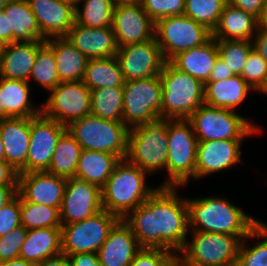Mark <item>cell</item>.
Returning a JSON list of instances; mask_svg holds the SVG:
<instances>
[{
	"label": "cell",
	"instance_id": "cell-1",
	"mask_svg": "<svg viewBox=\"0 0 267 266\" xmlns=\"http://www.w3.org/2000/svg\"><path fill=\"white\" fill-rule=\"evenodd\" d=\"M176 190V187L158 186L123 218L141 248L163 249L176 256L184 248L189 232L188 205Z\"/></svg>",
	"mask_w": 267,
	"mask_h": 266
},
{
	"label": "cell",
	"instance_id": "cell-2",
	"mask_svg": "<svg viewBox=\"0 0 267 266\" xmlns=\"http://www.w3.org/2000/svg\"><path fill=\"white\" fill-rule=\"evenodd\" d=\"M186 201L191 231L231 234L243 240L261 222L224 197L189 198Z\"/></svg>",
	"mask_w": 267,
	"mask_h": 266
},
{
	"label": "cell",
	"instance_id": "cell-3",
	"mask_svg": "<svg viewBox=\"0 0 267 266\" xmlns=\"http://www.w3.org/2000/svg\"><path fill=\"white\" fill-rule=\"evenodd\" d=\"M147 173L122 159L101 188L103 210L123 219L148 199L157 188L146 184Z\"/></svg>",
	"mask_w": 267,
	"mask_h": 266
},
{
	"label": "cell",
	"instance_id": "cell-4",
	"mask_svg": "<svg viewBox=\"0 0 267 266\" xmlns=\"http://www.w3.org/2000/svg\"><path fill=\"white\" fill-rule=\"evenodd\" d=\"M162 81L161 119H188L204 104V84L166 61Z\"/></svg>",
	"mask_w": 267,
	"mask_h": 266
},
{
	"label": "cell",
	"instance_id": "cell-5",
	"mask_svg": "<svg viewBox=\"0 0 267 266\" xmlns=\"http://www.w3.org/2000/svg\"><path fill=\"white\" fill-rule=\"evenodd\" d=\"M168 179L160 187H184L196 180V156L198 140L188 119H168Z\"/></svg>",
	"mask_w": 267,
	"mask_h": 266
},
{
	"label": "cell",
	"instance_id": "cell-6",
	"mask_svg": "<svg viewBox=\"0 0 267 266\" xmlns=\"http://www.w3.org/2000/svg\"><path fill=\"white\" fill-rule=\"evenodd\" d=\"M168 119L132 127L128 131L126 160L148 175L165 169L168 157Z\"/></svg>",
	"mask_w": 267,
	"mask_h": 266
},
{
	"label": "cell",
	"instance_id": "cell-7",
	"mask_svg": "<svg viewBox=\"0 0 267 266\" xmlns=\"http://www.w3.org/2000/svg\"><path fill=\"white\" fill-rule=\"evenodd\" d=\"M191 241L177 255V266H236L242 240L235 235L191 232Z\"/></svg>",
	"mask_w": 267,
	"mask_h": 266
},
{
	"label": "cell",
	"instance_id": "cell-8",
	"mask_svg": "<svg viewBox=\"0 0 267 266\" xmlns=\"http://www.w3.org/2000/svg\"><path fill=\"white\" fill-rule=\"evenodd\" d=\"M198 142L244 140L260 131V126L228 108L202 104L188 118Z\"/></svg>",
	"mask_w": 267,
	"mask_h": 266
},
{
	"label": "cell",
	"instance_id": "cell-9",
	"mask_svg": "<svg viewBox=\"0 0 267 266\" xmlns=\"http://www.w3.org/2000/svg\"><path fill=\"white\" fill-rule=\"evenodd\" d=\"M66 127L83 150L112 153L121 160L126 158L129 128L123 121L105 120L88 114Z\"/></svg>",
	"mask_w": 267,
	"mask_h": 266
},
{
	"label": "cell",
	"instance_id": "cell-10",
	"mask_svg": "<svg viewBox=\"0 0 267 266\" xmlns=\"http://www.w3.org/2000/svg\"><path fill=\"white\" fill-rule=\"evenodd\" d=\"M162 81L159 75L128 80L123 86V123L131 129L161 119Z\"/></svg>",
	"mask_w": 267,
	"mask_h": 266
},
{
	"label": "cell",
	"instance_id": "cell-11",
	"mask_svg": "<svg viewBox=\"0 0 267 266\" xmlns=\"http://www.w3.org/2000/svg\"><path fill=\"white\" fill-rule=\"evenodd\" d=\"M154 37L163 58L170 61L179 52L204 44L212 32L188 16H168L155 22Z\"/></svg>",
	"mask_w": 267,
	"mask_h": 266
},
{
	"label": "cell",
	"instance_id": "cell-12",
	"mask_svg": "<svg viewBox=\"0 0 267 266\" xmlns=\"http://www.w3.org/2000/svg\"><path fill=\"white\" fill-rule=\"evenodd\" d=\"M120 218L106 210L81 222L61 226V249L65 255L97 253Z\"/></svg>",
	"mask_w": 267,
	"mask_h": 266
},
{
	"label": "cell",
	"instance_id": "cell-13",
	"mask_svg": "<svg viewBox=\"0 0 267 266\" xmlns=\"http://www.w3.org/2000/svg\"><path fill=\"white\" fill-rule=\"evenodd\" d=\"M42 113L67 126L72 121L91 114V90L83 81L60 82L51 89Z\"/></svg>",
	"mask_w": 267,
	"mask_h": 266
},
{
	"label": "cell",
	"instance_id": "cell-14",
	"mask_svg": "<svg viewBox=\"0 0 267 266\" xmlns=\"http://www.w3.org/2000/svg\"><path fill=\"white\" fill-rule=\"evenodd\" d=\"M67 127L43 113L30 117V145L26 173L47 171L57 142Z\"/></svg>",
	"mask_w": 267,
	"mask_h": 266
},
{
	"label": "cell",
	"instance_id": "cell-15",
	"mask_svg": "<svg viewBox=\"0 0 267 266\" xmlns=\"http://www.w3.org/2000/svg\"><path fill=\"white\" fill-rule=\"evenodd\" d=\"M62 225L81 222L103 210L101 188L78 178H68L60 206Z\"/></svg>",
	"mask_w": 267,
	"mask_h": 266
},
{
	"label": "cell",
	"instance_id": "cell-16",
	"mask_svg": "<svg viewBox=\"0 0 267 266\" xmlns=\"http://www.w3.org/2000/svg\"><path fill=\"white\" fill-rule=\"evenodd\" d=\"M116 58L125 81L160 75L166 62L155 37L144 43L118 47Z\"/></svg>",
	"mask_w": 267,
	"mask_h": 266
},
{
	"label": "cell",
	"instance_id": "cell-17",
	"mask_svg": "<svg viewBox=\"0 0 267 266\" xmlns=\"http://www.w3.org/2000/svg\"><path fill=\"white\" fill-rule=\"evenodd\" d=\"M112 29L118 47L144 43L154 38L155 22L141 3L113 9Z\"/></svg>",
	"mask_w": 267,
	"mask_h": 266
},
{
	"label": "cell",
	"instance_id": "cell-18",
	"mask_svg": "<svg viewBox=\"0 0 267 266\" xmlns=\"http://www.w3.org/2000/svg\"><path fill=\"white\" fill-rule=\"evenodd\" d=\"M67 178L47 171L18 174V194L22 202L60 208Z\"/></svg>",
	"mask_w": 267,
	"mask_h": 266
},
{
	"label": "cell",
	"instance_id": "cell-19",
	"mask_svg": "<svg viewBox=\"0 0 267 266\" xmlns=\"http://www.w3.org/2000/svg\"><path fill=\"white\" fill-rule=\"evenodd\" d=\"M244 140H212L198 142L196 180L243 163L240 151Z\"/></svg>",
	"mask_w": 267,
	"mask_h": 266
},
{
	"label": "cell",
	"instance_id": "cell-20",
	"mask_svg": "<svg viewBox=\"0 0 267 266\" xmlns=\"http://www.w3.org/2000/svg\"><path fill=\"white\" fill-rule=\"evenodd\" d=\"M45 38L65 37L75 22V7L62 0H27Z\"/></svg>",
	"mask_w": 267,
	"mask_h": 266
},
{
	"label": "cell",
	"instance_id": "cell-21",
	"mask_svg": "<svg viewBox=\"0 0 267 266\" xmlns=\"http://www.w3.org/2000/svg\"><path fill=\"white\" fill-rule=\"evenodd\" d=\"M0 134L5 161L18 173H26V158L30 145V117L0 119Z\"/></svg>",
	"mask_w": 267,
	"mask_h": 266
},
{
	"label": "cell",
	"instance_id": "cell-22",
	"mask_svg": "<svg viewBox=\"0 0 267 266\" xmlns=\"http://www.w3.org/2000/svg\"><path fill=\"white\" fill-rule=\"evenodd\" d=\"M65 37L88 59L113 57L118 51L112 27L91 28L74 22Z\"/></svg>",
	"mask_w": 267,
	"mask_h": 266
},
{
	"label": "cell",
	"instance_id": "cell-23",
	"mask_svg": "<svg viewBox=\"0 0 267 266\" xmlns=\"http://www.w3.org/2000/svg\"><path fill=\"white\" fill-rule=\"evenodd\" d=\"M141 249L133 231L120 219L97 254L101 266H129Z\"/></svg>",
	"mask_w": 267,
	"mask_h": 266
},
{
	"label": "cell",
	"instance_id": "cell-24",
	"mask_svg": "<svg viewBox=\"0 0 267 266\" xmlns=\"http://www.w3.org/2000/svg\"><path fill=\"white\" fill-rule=\"evenodd\" d=\"M45 41H21L4 44L0 50V77L29 82L38 48Z\"/></svg>",
	"mask_w": 267,
	"mask_h": 266
},
{
	"label": "cell",
	"instance_id": "cell-25",
	"mask_svg": "<svg viewBox=\"0 0 267 266\" xmlns=\"http://www.w3.org/2000/svg\"><path fill=\"white\" fill-rule=\"evenodd\" d=\"M218 57L216 39L211 37L200 46L179 52L170 62L180 71L205 84Z\"/></svg>",
	"mask_w": 267,
	"mask_h": 266
},
{
	"label": "cell",
	"instance_id": "cell-26",
	"mask_svg": "<svg viewBox=\"0 0 267 266\" xmlns=\"http://www.w3.org/2000/svg\"><path fill=\"white\" fill-rule=\"evenodd\" d=\"M8 16V44L21 41H45L27 0H9L3 7Z\"/></svg>",
	"mask_w": 267,
	"mask_h": 266
},
{
	"label": "cell",
	"instance_id": "cell-27",
	"mask_svg": "<svg viewBox=\"0 0 267 266\" xmlns=\"http://www.w3.org/2000/svg\"><path fill=\"white\" fill-rule=\"evenodd\" d=\"M259 20L252 14L226 4L212 32L216 40H249L255 36Z\"/></svg>",
	"mask_w": 267,
	"mask_h": 266
},
{
	"label": "cell",
	"instance_id": "cell-28",
	"mask_svg": "<svg viewBox=\"0 0 267 266\" xmlns=\"http://www.w3.org/2000/svg\"><path fill=\"white\" fill-rule=\"evenodd\" d=\"M254 91L240 75L204 84V104L235 111L248 93Z\"/></svg>",
	"mask_w": 267,
	"mask_h": 266
},
{
	"label": "cell",
	"instance_id": "cell-29",
	"mask_svg": "<svg viewBox=\"0 0 267 266\" xmlns=\"http://www.w3.org/2000/svg\"><path fill=\"white\" fill-rule=\"evenodd\" d=\"M30 89L28 81L0 77L1 108L5 118L34 117L42 113V108L29 99Z\"/></svg>",
	"mask_w": 267,
	"mask_h": 266
},
{
	"label": "cell",
	"instance_id": "cell-30",
	"mask_svg": "<svg viewBox=\"0 0 267 266\" xmlns=\"http://www.w3.org/2000/svg\"><path fill=\"white\" fill-rule=\"evenodd\" d=\"M45 42L54 51L60 82L82 81L88 58L66 37H51Z\"/></svg>",
	"mask_w": 267,
	"mask_h": 266
},
{
	"label": "cell",
	"instance_id": "cell-31",
	"mask_svg": "<svg viewBox=\"0 0 267 266\" xmlns=\"http://www.w3.org/2000/svg\"><path fill=\"white\" fill-rule=\"evenodd\" d=\"M61 253V228L29 229L19 258L38 265L45 259Z\"/></svg>",
	"mask_w": 267,
	"mask_h": 266
},
{
	"label": "cell",
	"instance_id": "cell-32",
	"mask_svg": "<svg viewBox=\"0 0 267 266\" xmlns=\"http://www.w3.org/2000/svg\"><path fill=\"white\" fill-rule=\"evenodd\" d=\"M120 161L121 159L112 153L82 149L75 178L102 188Z\"/></svg>",
	"mask_w": 267,
	"mask_h": 266
},
{
	"label": "cell",
	"instance_id": "cell-33",
	"mask_svg": "<svg viewBox=\"0 0 267 266\" xmlns=\"http://www.w3.org/2000/svg\"><path fill=\"white\" fill-rule=\"evenodd\" d=\"M82 81L90 89L123 87L125 78L116 56L88 59Z\"/></svg>",
	"mask_w": 267,
	"mask_h": 266
},
{
	"label": "cell",
	"instance_id": "cell-34",
	"mask_svg": "<svg viewBox=\"0 0 267 266\" xmlns=\"http://www.w3.org/2000/svg\"><path fill=\"white\" fill-rule=\"evenodd\" d=\"M81 145L66 130L59 138L47 172L64 178L75 177Z\"/></svg>",
	"mask_w": 267,
	"mask_h": 266
},
{
	"label": "cell",
	"instance_id": "cell-35",
	"mask_svg": "<svg viewBox=\"0 0 267 266\" xmlns=\"http://www.w3.org/2000/svg\"><path fill=\"white\" fill-rule=\"evenodd\" d=\"M91 114L105 120L123 121V87L91 90Z\"/></svg>",
	"mask_w": 267,
	"mask_h": 266
},
{
	"label": "cell",
	"instance_id": "cell-36",
	"mask_svg": "<svg viewBox=\"0 0 267 266\" xmlns=\"http://www.w3.org/2000/svg\"><path fill=\"white\" fill-rule=\"evenodd\" d=\"M113 9L110 0H81L75 7V22L91 28L112 27Z\"/></svg>",
	"mask_w": 267,
	"mask_h": 266
},
{
	"label": "cell",
	"instance_id": "cell-37",
	"mask_svg": "<svg viewBox=\"0 0 267 266\" xmlns=\"http://www.w3.org/2000/svg\"><path fill=\"white\" fill-rule=\"evenodd\" d=\"M60 208L22 202L20 222L27 230L38 228H61Z\"/></svg>",
	"mask_w": 267,
	"mask_h": 266
},
{
	"label": "cell",
	"instance_id": "cell-38",
	"mask_svg": "<svg viewBox=\"0 0 267 266\" xmlns=\"http://www.w3.org/2000/svg\"><path fill=\"white\" fill-rule=\"evenodd\" d=\"M30 79L44 87L48 92L60 83L54 51L46 42L38 48L29 82Z\"/></svg>",
	"mask_w": 267,
	"mask_h": 266
},
{
	"label": "cell",
	"instance_id": "cell-39",
	"mask_svg": "<svg viewBox=\"0 0 267 266\" xmlns=\"http://www.w3.org/2000/svg\"><path fill=\"white\" fill-rule=\"evenodd\" d=\"M257 238L254 246L245 245V240ZM236 266H267V222H260L241 242Z\"/></svg>",
	"mask_w": 267,
	"mask_h": 266
},
{
	"label": "cell",
	"instance_id": "cell-40",
	"mask_svg": "<svg viewBox=\"0 0 267 266\" xmlns=\"http://www.w3.org/2000/svg\"><path fill=\"white\" fill-rule=\"evenodd\" d=\"M226 4L227 0H185L183 15L213 32Z\"/></svg>",
	"mask_w": 267,
	"mask_h": 266
},
{
	"label": "cell",
	"instance_id": "cell-41",
	"mask_svg": "<svg viewBox=\"0 0 267 266\" xmlns=\"http://www.w3.org/2000/svg\"><path fill=\"white\" fill-rule=\"evenodd\" d=\"M219 57L234 75L242 74L248 55L253 49L249 40H216Z\"/></svg>",
	"mask_w": 267,
	"mask_h": 266
},
{
	"label": "cell",
	"instance_id": "cell-42",
	"mask_svg": "<svg viewBox=\"0 0 267 266\" xmlns=\"http://www.w3.org/2000/svg\"><path fill=\"white\" fill-rule=\"evenodd\" d=\"M241 77L254 92H259L267 81V61L254 49L248 55Z\"/></svg>",
	"mask_w": 267,
	"mask_h": 266
},
{
	"label": "cell",
	"instance_id": "cell-43",
	"mask_svg": "<svg viewBox=\"0 0 267 266\" xmlns=\"http://www.w3.org/2000/svg\"><path fill=\"white\" fill-rule=\"evenodd\" d=\"M143 9L156 22L168 16L183 15L185 0H140Z\"/></svg>",
	"mask_w": 267,
	"mask_h": 266
},
{
	"label": "cell",
	"instance_id": "cell-44",
	"mask_svg": "<svg viewBox=\"0 0 267 266\" xmlns=\"http://www.w3.org/2000/svg\"><path fill=\"white\" fill-rule=\"evenodd\" d=\"M129 266H177V256L163 249L142 248Z\"/></svg>",
	"mask_w": 267,
	"mask_h": 266
},
{
	"label": "cell",
	"instance_id": "cell-45",
	"mask_svg": "<svg viewBox=\"0 0 267 266\" xmlns=\"http://www.w3.org/2000/svg\"><path fill=\"white\" fill-rule=\"evenodd\" d=\"M27 236V229L20 225L0 237V262L19 258V253Z\"/></svg>",
	"mask_w": 267,
	"mask_h": 266
},
{
	"label": "cell",
	"instance_id": "cell-46",
	"mask_svg": "<svg viewBox=\"0 0 267 266\" xmlns=\"http://www.w3.org/2000/svg\"><path fill=\"white\" fill-rule=\"evenodd\" d=\"M21 198L17 194L9 203L0 209V237L8 234L12 229L21 225Z\"/></svg>",
	"mask_w": 267,
	"mask_h": 266
},
{
	"label": "cell",
	"instance_id": "cell-47",
	"mask_svg": "<svg viewBox=\"0 0 267 266\" xmlns=\"http://www.w3.org/2000/svg\"><path fill=\"white\" fill-rule=\"evenodd\" d=\"M227 3L252 14L258 20L261 19L267 4L265 0H227Z\"/></svg>",
	"mask_w": 267,
	"mask_h": 266
},
{
	"label": "cell",
	"instance_id": "cell-48",
	"mask_svg": "<svg viewBox=\"0 0 267 266\" xmlns=\"http://www.w3.org/2000/svg\"><path fill=\"white\" fill-rule=\"evenodd\" d=\"M71 266H101L97 253H76L67 256Z\"/></svg>",
	"mask_w": 267,
	"mask_h": 266
},
{
	"label": "cell",
	"instance_id": "cell-49",
	"mask_svg": "<svg viewBox=\"0 0 267 266\" xmlns=\"http://www.w3.org/2000/svg\"><path fill=\"white\" fill-rule=\"evenodd\" d=\"M0 186H18V173L6 161H0Z\"/></svg>",
	"mask_w": 267,
	"mask_h": 266
},
{
	"label": "cell",
	"instance_id": "cell-50",
	"mask_svg": "<svg viewBox=\"0 0 267 266\" xmlns=\"http://www.w3.org/2000/svg\"><path fill=\"white\" fill-rule=\"evenodd\" d=\"M232 76H234L232 71L227 67L226 63L220 57H218L210 73L208 81H222Z\"/></svg>",
	"mask_w": 267,
	"mask_h": 266
},
{
	"label": "cell",
	"instance_id": "cell-51",
	"mask_svg": "<svg viewBox=\"0 0 267 266\" xmlns=\"http://www.w3.org/2000/svg\"><path fill=\"white\" fill-rule=\"evenodd\" d=\"M251 41L253 49L267 61V30L259 26Z\"/></svg>",
	"mask_w": 267,
	"mask_h": 266
},
{
	"label": "cell",
	"instance_id": "cell-52",
	"mask_svg": "<svg viewBox=\"0 0 267 266\" xmlns=\"http://www.w3.org/2000/svg\"><path fill=\"white\" fill-rule=\"evenodd\" d=\"M18 194V186H0V209Z\"/></svg>",
	"mask_w": 267,
	"mask_h": 266
},
{
	"label": "cell",
	"instance_id": "cell-53",
	"mask_svg": "<svg viewBox=\"0 0 267 266\" xmlns=\"http://www.w3.org/2000/svg\"><path fill=\"white\" fill-rule=\"evenodd\" d=\"M37 266H71L67 255L61 253L40 262Z\"/></svg>",
	"mask_w": 267,
	"mask_h": 266
},
{
	"label": "cell",
	"instance_id": "cell-54",
	"mask_svg": "<svg viewBox=\"0 0 267 266\" xmlns=\"http://www.w3.org/2000/svg\"><path fill=\"white\" fill-rule=\"evenodd\" d=\"M0 41L8 44V16H5L3 8L0 9Z\"/></svg>",
	"mask_w": 267,
	"mask_h": 266
},
{
	"label": "cell",
	"instance_id": "cell-55",
	"mask_svg": "<svg viewBox=\"0 0 267 266\" xmlns=\"http://www.w3.org/2000/svg\"><path fill=\"white\" fill-rule=\"evenodd\" d=\"M0 266H37V264L28 262L21 258H17L8 261H1Z\"/></svg>",
	"mask_w": 267,
	"mask_h": 266
},
{
	"label": "cell",
	"instance_id": "cell-56",
	"mask_svg": "<svg viewBox=\"0 0 267 266\" xmlns=\"http://www.w3.org/2000/svg\"><path fill=\"white\" fill-rule=\"evenodd\" d=\"M114 7L133 5L139 3L140 0H110Z\"/></svg>",
	"mask_w": 267,
	"mask_h": 266
},
{
	"label": "cell",
	"instance_id": "cell-57",
	"mask_svg": "<svg viewBox=\"0 0 267 266\" xmlns=\"http://www.w3.org/2000/svg\"><path fill=\"white\" fill-rule=\"evenodd\" d=\"M259 26L261 28H264L267 30V4L266 7L264 9L263 15L261 17V19L259 20Z\"/></svg>",
	"mask_w": 267,
	"mask_h": 266
},
{
	"label": "cell",
	"instance_id": "cell-58",
	"mask_svg": "<svg viewBox=\"0 0 267 266\" xmlns=\"http://www.w3.org/2000/svg\"><path fill=\"white\" fill-rule=\"evenodd\" d=\"M0 161H5L4 144L0 134Z\"/></svg>",
	"mask_w": 267,
	"mask_h": 266
},
{
	"label": "cell",
	"instance_id": "cell-59",
	"mask_svg": "<svg viewBox=\"0 0 267 266\" xmlns=\"http://www.w3.org/2000/svg\"><path fill=\"white\" fill-rule=\"evenodd\" d=\"M62 1L68 2L72 4L74 7H76L80 3L81 0H62Z\"/></svg>",
	"mask_w": 267,
	"mask_h": 266
},
{
	"label": "cell",
	"instance_id": "cell-60",
	"mask_svg": "<svg viewBox=\"0 0 267 266\" xmlns=\"http://www.w3.org/2000/svg\"><path fill=\"white\" fill-rule=\"evenodd\" d=\"M5 118V111L1 108V94H0V119Z\"/></svg>",
	"mask_w": 267,
	"mask_h": 266
},
{
	"label": "cell",
	"instance_id": "cell-61",
	"mask_svg": "<svg viewBox=\"0 0 267 266\" xmlns=\"http://www.w3.org/2000/svg\"><path fill=\"white\" fill-rule=\"evenodd\" d=\"M259 92L267 95V81H266L265 85L261 88V90Z\"/></svg>",
	"mask_w": 267,
	"mask_h": 266
},
{
	"label": "cell",
	"instance_id": "cell-62",
	"mask_svg": "<svg viewBox=\"0 0 267 266\" xmlns=\"http://www.w3.org/2000/svg\"><path fill=\"white\" fill-rule=\"evenodd\" d=\"M9 0H0V9L3 8Z\"/></svg>",
	"mask_w": 267,
	"mask_h": 266
},
{
	"label": "cell",
	"instance_id": "cell-63",
	"mask_svg": "<svg viewBox=\"0 0 267 266\" xmlns=\"http://www.w3.org/2000/svg\"><path fill=\"white\" fill-rule=\"evenodd\" d=\"M4 47V44L0 41V50Z\"/></svg>",
	"mask_w": 267,
	"mask_h": 266
}]
</instances>
